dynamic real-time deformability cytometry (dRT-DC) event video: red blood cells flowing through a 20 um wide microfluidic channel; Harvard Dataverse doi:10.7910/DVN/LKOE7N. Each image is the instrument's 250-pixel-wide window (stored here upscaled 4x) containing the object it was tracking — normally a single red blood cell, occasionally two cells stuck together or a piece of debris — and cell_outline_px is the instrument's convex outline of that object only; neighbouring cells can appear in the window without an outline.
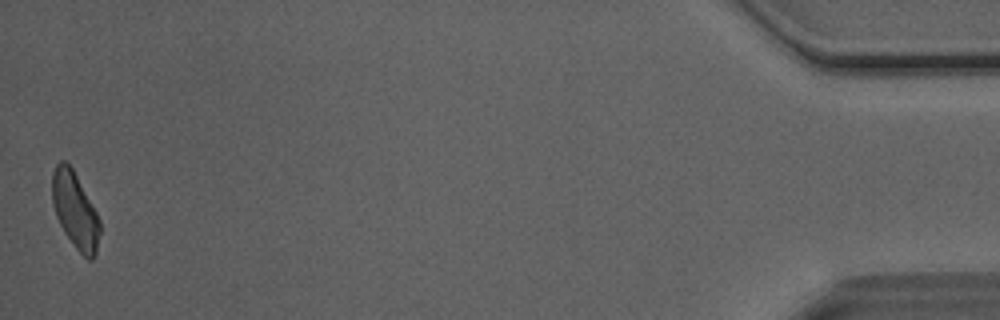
{"species": "Egyptian fruit bat (a non-hibernating species)", "species_latin": "Rousettus aegyptiacus", "temperature_condition": "room temperature", "stored_images_in_passage": 49, "camera_frame_rate_fps": 3000, "um_per_image_px": 0.085, "animal": {"sex": "male"}, "frame": {"image": 1, "passage_image": 49, "time_ms": 16.0, "image_size_px": [1000, 320], "cell_outline_px": [[100, 232], [96, 252], [92, 260], [88, 260], [76, 248], [64, 232], [56, 216], [52, 204], [52, 172], [56, 164], [60, 160], [64, 160], [72, 168], [96, 212], [100, 220]], "centroid_in_image_um": [6.37, 17.88], "position_along_channel_um": 428.8, "area_um2": 20.92}, "authors_computed_cell_mechanics": {"area_um2": 22.3686, "velocity_mm_per_s": 4.0426, "shape_relaxation_time_tau1_ms": 4.7847, "shape_relaxation_time_tau2_ms": 3.171, "deformation_change_tau1": 0.1376, "deformation_change_tau2": 0.1143}}